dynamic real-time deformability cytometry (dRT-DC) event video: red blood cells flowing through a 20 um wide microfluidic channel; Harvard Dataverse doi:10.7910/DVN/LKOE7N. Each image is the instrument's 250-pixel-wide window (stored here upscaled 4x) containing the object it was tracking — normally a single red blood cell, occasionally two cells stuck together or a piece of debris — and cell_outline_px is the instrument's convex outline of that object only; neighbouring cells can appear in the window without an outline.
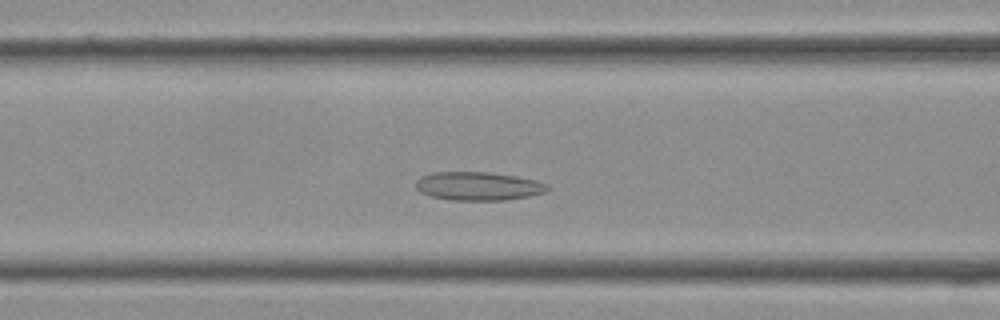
{"species": "Egyptian fruit bat (a non-hibernating species)", "species_latin": "Rousettus aegyptiacus", "temperature_condition": "cold", "stored_images_in_passage": 34, "camera_frame_rate_fps": 3000, "um_per_image_px": 0.085, "frame": {"image": 1, "passage_image": 11, "time_ms": 3.333, "image_size_px": [1000, 320], "cell_outline_px": [[548, 188], [544, 192], [528, 196], [504, 200], [452, 200], [432, 196], [420, 192], [416, 188], [416, 180], [420, 176], [432, 172], [488, 172], [516, 176], [536, 180], [548, 184]], "centroid_in_image_um": [40.62, 15.81], "position_along_channel_um": 126.0, "area_um2": 21.79}}
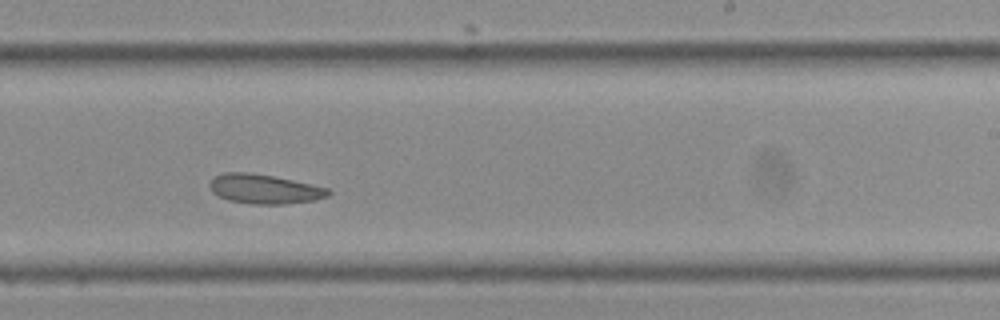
{"frame": {"image": 2, "passage_image": 19, "time_ms": 6.0, "image_size_px": [1000, 320], "cell_outline_px": [[332, 192], [328, 196], [316, 200], [284, 204], [252, 204], [228, 200], [212, 192], [208, 184], [212, 176], [224, 172], [248, 172], [272, 176], [312, 184], [328, 188]], "centroid_in_image_um": [22.45, 16.06], "position_along_channel_um": 266.5, "area_um2": 20.46}}
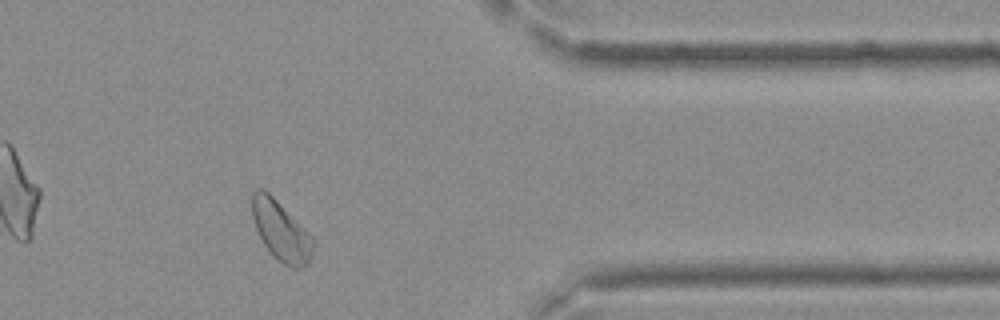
{"frame": {"image": 3, "passage_image": 27, "time_ms": 8.667, "image_size_px": [1000, 320], "cell_outline_px": [[312, 252], [308, 264], [296, 268], [292, 268], [284, 264], [272, 256], [264, 244], [256, 228], [252, 216], [252, 192], [256, 188], [264, 188], [312, 236]], "centroid_in_image_um": [23.85, 19.62], "position_along_channel_um": 387.6, "area_um2": 20.81}}